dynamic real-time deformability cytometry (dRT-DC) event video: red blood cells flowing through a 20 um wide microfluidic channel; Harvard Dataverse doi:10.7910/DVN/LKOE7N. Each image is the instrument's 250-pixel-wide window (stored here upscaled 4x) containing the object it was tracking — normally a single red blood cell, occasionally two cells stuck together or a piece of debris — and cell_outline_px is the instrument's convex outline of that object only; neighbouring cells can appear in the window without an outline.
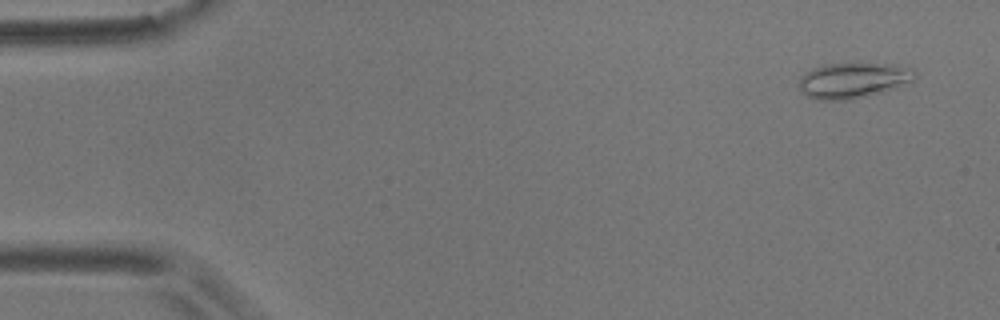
{"species": "common noctule bat (a hibernating species)", "species_latin": "Nyctalus noctula", "temperature_condition": "room temperature", "stored_images_in_passage": 6, "camera_frame_rate_fps": 3000, "um_per_image_px": 0.085, "animal": {"sex": "male", "body_mass_g": 17.9}, "frame": {"image": 1, "passage_image": 1, "time_ms": 0.0, "image_size_px": [1000, 320], "cell_outline_px": [[916, 76], [912, 80], [896, 88], [884, 92], [848, 100], [820, 100], [808, 96], [800, 88], [800, 76], [812, 68], [824, 64], [896, 64], [912, 68], [916, 72]], "centroid_in_image_um": [72.54, 6.83], "position_along_channel_um": 12.5, "area_um2": 23.87}}
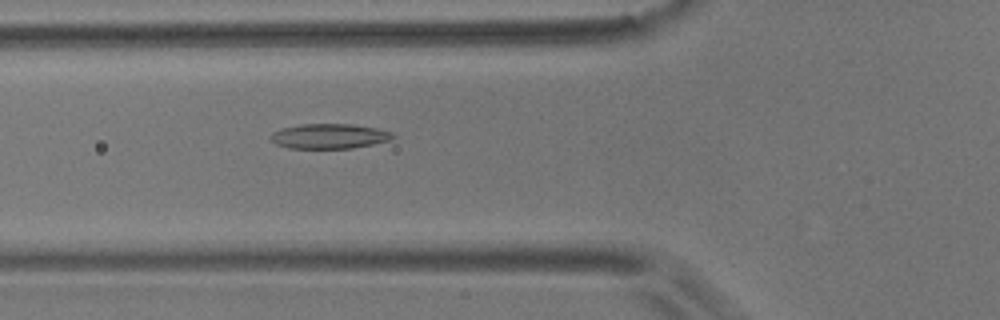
{"frame": {"image": 2, "passage_image": 6, "time_ms": 1.667, "image_size_px": [1000, 320], "cell_outline_px": [[396, 136], [392, 140], [352, 148], [288, 148], [276, 144], [268, 136], [272, 132], [284, 128], [304, 124], [352, 124], [376, 128], [392, 132]], "centroid_in_image_um": [28.01, 11.58], "position_along_channel_um": 97.8, "area_um2": 17.69}}